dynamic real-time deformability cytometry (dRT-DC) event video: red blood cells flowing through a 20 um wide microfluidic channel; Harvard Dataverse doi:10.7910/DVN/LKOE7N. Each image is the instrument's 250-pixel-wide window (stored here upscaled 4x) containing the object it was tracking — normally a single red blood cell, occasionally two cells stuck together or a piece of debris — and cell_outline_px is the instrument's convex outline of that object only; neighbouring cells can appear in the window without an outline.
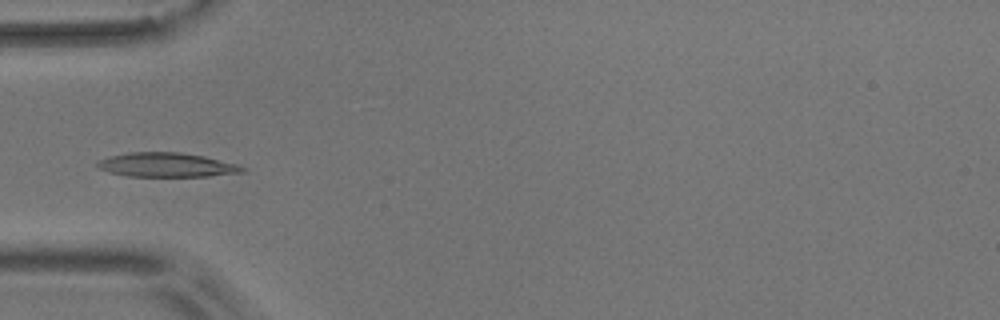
{"species": "common noctule bat (a hibernating species)", "species_latin": "Nyctalus noctula", "temperature_condition": "room temperature", "stored_images_in_passage": 8, "camera_frame_rate_fps": 3000, "um_per_image_px": 0.085, "animal": {"sex": "male", "body_mass_g": 17.9}, "frame": {"image": 1, "passage_image": 6, "time_ms": 5.667, "image_size_px": [1000, 320], "cell_outline_px": [[248, 168], [244, 172], [208, 176], [128, 176], [108, 172], [100, 168], [96, 164], [100, 160], [108, 156], [128, 152], [180, 152], [204, 156], [236, 164]], "centroid_in_image_um": [14.17, 14.01], "position_along_channel_um": 70.8, "area_um2": 20.4}}
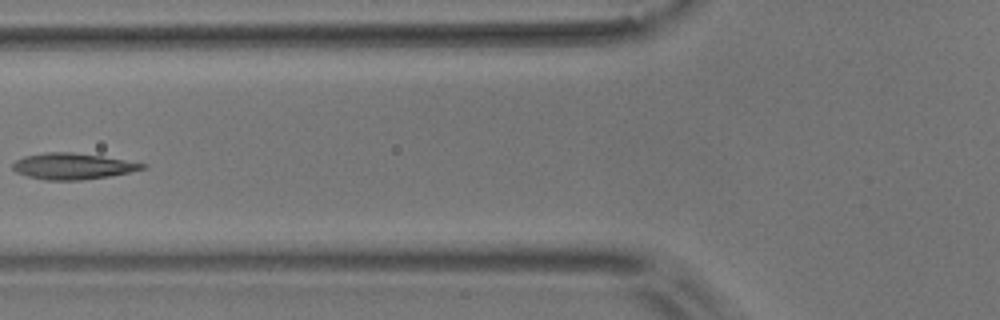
{"frame": {"image": 2, "passage_image": 7, "time_ms": 7.0, "image_size_px": [1000, 320], "cell_outline_px": [[148, 168], [108, 176], [80, 180], [44, 180], [28, 176], [16, 172], [12, 168], [12, 164], [16, 160], [24, 156], [48, 152], [72, 152], [100, 156], [148, 164]], "centroid_in_image_um": [6.16, 14.13], "position_along_channel_um": 119.6, "area_um2": 19.59}}
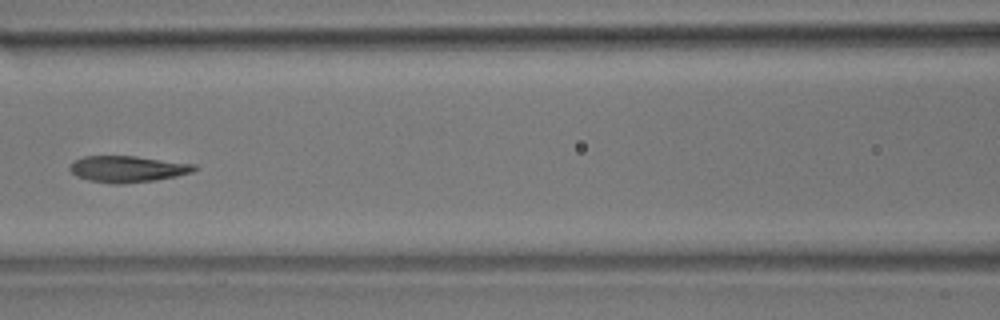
{"frame": {"image": 3, "passage_image": 8, "time_ms": 8.0, "image_size_px": [1000, 320], "cell_outline_px": [[200, 168], [192, 172], [176, 176], [156, 180], [124, 184], [112, 184], [88, 180], [76, 176], [68, 168], [76, 160], [84, 156], [136, 156], [196, 164]], "centroid_in_image_um": [10.88, 14.37], "position_along_channel_um": 155.7, "area_um2": 19.25}}